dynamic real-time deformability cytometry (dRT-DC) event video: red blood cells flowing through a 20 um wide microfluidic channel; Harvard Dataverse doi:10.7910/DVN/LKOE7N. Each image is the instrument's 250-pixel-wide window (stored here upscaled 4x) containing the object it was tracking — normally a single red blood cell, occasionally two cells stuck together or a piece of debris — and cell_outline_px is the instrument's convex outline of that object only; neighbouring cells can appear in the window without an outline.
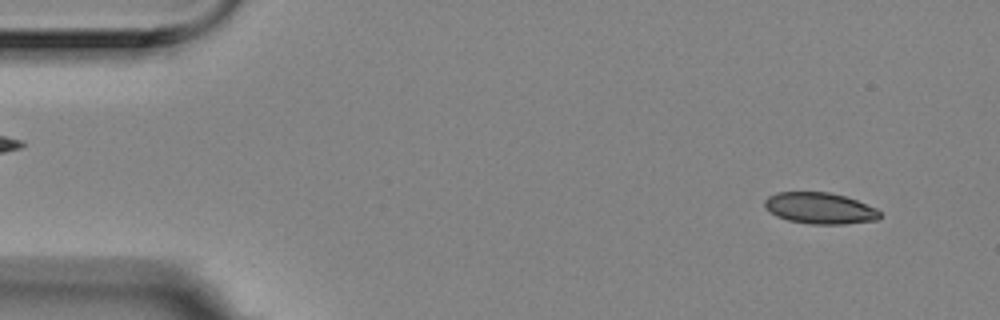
{"species": "Egyptian fruit bat (a non-hibernating species)", "species_latin": "Rousettus aegyptiacus", "temperature_condition": "room temperature", "stored_images_in_passage": 4, "camera_frame_rate_fps": 3000, "um_per_image_px": 0.085, "animal": {"sex": "female"}, "frame": {"image": 1, "passage_image": 1, "time_ms": 0.0, "image_size_px": [1000, 320], "cell_outline_px": [[880, 216], [876, 220], [844, 224], [808, 224], [788, 220], [776, 216], [764, 208], [764, 200], [768, 196], [776, 192], [828, 192], [844, 196], [856, 200], [876, 208], [880, 212]], "centroid_in_image_um": [69.64, 17.7], "position_along_channel_um": 15.4, "area_um2": 21.04}}
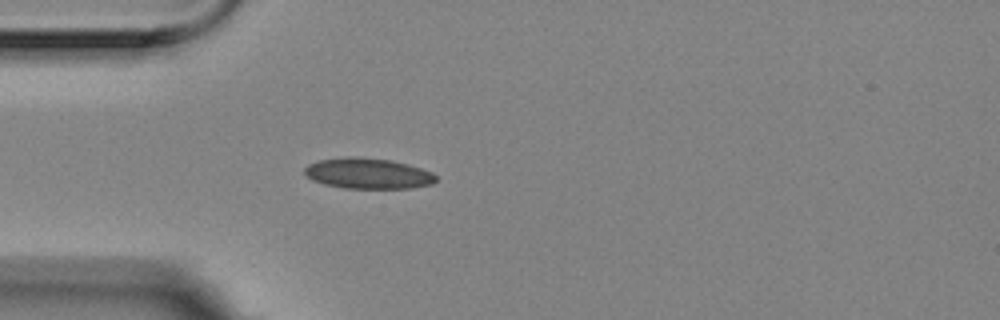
{"frame": {"image": 2, "passage_image": 4, "time_ms": 1.0, "image_size_px": [1000, 320], "cell_outline_px": [[436, 180], [432, 184], [412, 188], [344, 188], [324, 184], [312, 180], [304, 172], [304, 168], [308, 164], [320, 160], [348, 156], [356, 156], [392, 160], [408, 164], [432, 172], [436, 176]], "centroid_in_image_um": [31.28, 14.74], "position_along_channel_um": 53.7, "area_um2": 23.52}}